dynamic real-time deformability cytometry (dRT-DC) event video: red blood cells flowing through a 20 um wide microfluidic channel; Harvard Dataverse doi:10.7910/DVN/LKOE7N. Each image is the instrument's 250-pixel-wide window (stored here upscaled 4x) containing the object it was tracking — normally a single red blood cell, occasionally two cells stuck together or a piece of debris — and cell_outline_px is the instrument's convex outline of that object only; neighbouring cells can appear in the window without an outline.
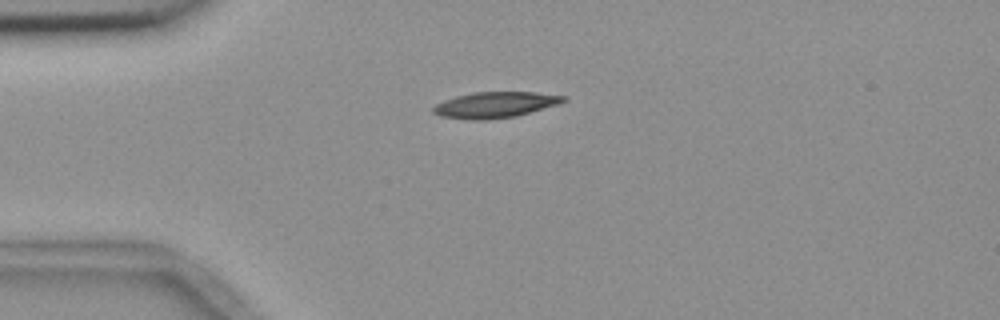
{"species": "common noctule bat (a hibernating species)", "species_latin": "Nyctalus noctula", "temperature_condition": "room temperature", "stored_images_in_passage": 36, "camera_frame_rate_fps": 3000, "um_per_image_px": 0.085, "animal": {"sex": "female", "body_mass_g": 18.4}, "frame": {"image": 1, "passage_image": 1, "time_ms": 0.0, "image_size_px": [1000, 320], "cell_outline_px": [[568, 100], [560, 104], [516, 116], [488, 120], [468, 120], [440, 116], [432, 112], [432, 108], [436, 104], [444, 100], [456, 96], [472, 92], [536, 92], [568, 96]], "centroid_in_image_um": [42.11, 8.91], "position_along_channel_um": 42.9, "area_um2": 19.94}}
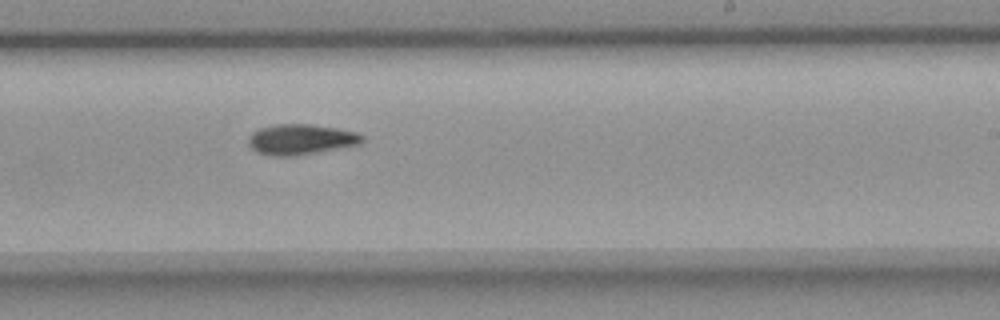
{"frame": {"image": 2, "passage_image": 21, "time_ms": 6.667, "image_size_px": [1000, 320], "cell_outline_px": [[364, 140], [360, 144], [340, 148], [296, 156], [272, 156], [256, 152], [248, 144], [248, 136], [252, 132], [260, 128], [276, 124], [312, 124], [336, 128], [356, 132], [364, 136]], "centroid_in_image_um": [25.56, 11.85], "position_along_channel_um": 263.4, "area_um2": 20.35}}
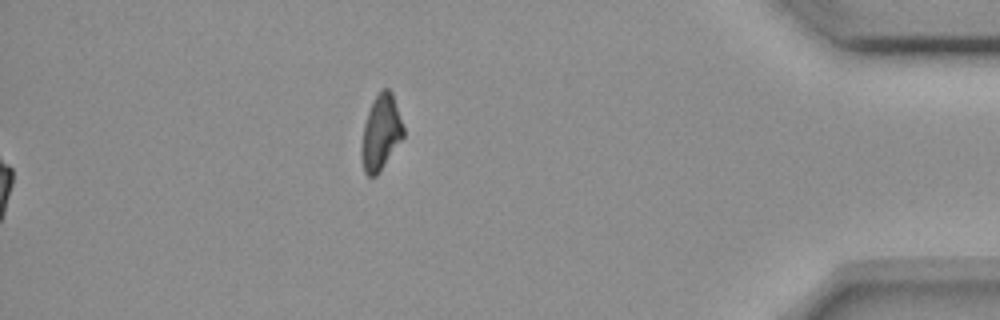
{"frame": {"image": 3, "passage_image": 36, "time_ms": 11.667, "image_size_px": [1000, 320], "cell_outline_px": [[404, 136], [376, 176], [368, 176], [364, 172], [360, 156], [360, 148], [364, 124], [368, 112], [376, 96], [384, 88], [388, 88], [392, 92], [404, 128]], "centroid_in_image_um": [32.35, 11.29], "position_along_channel_um": 402.8, "area_um2": 18.15}, "authors_computed_cell_mechanics": {"area_um2": 19.363, "velocity_mm_per_s": 3.6535, "shape_relaxation_time_tau1_ms": 3.652, "shape_relaxation_time_tau2_ms": null, "deformation_change_tau1": 0.1309, "deformation_change_tau2": null}}